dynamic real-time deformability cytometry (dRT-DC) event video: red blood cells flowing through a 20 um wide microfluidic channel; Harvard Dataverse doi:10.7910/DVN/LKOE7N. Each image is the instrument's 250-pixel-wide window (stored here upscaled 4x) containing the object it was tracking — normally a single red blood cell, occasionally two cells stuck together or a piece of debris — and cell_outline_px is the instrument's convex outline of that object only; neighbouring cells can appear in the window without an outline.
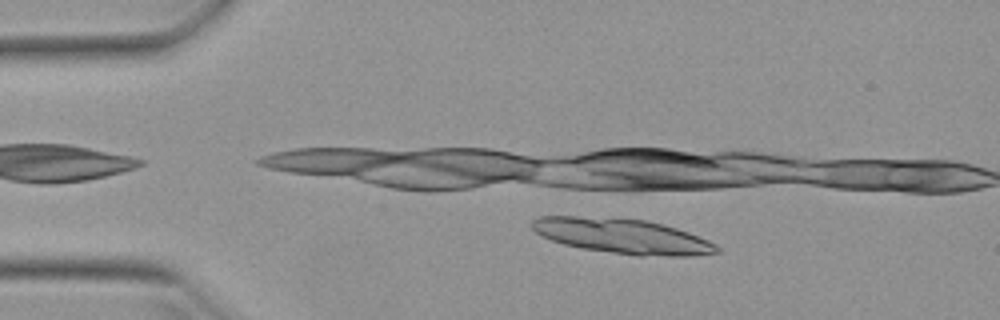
{"species": "Egyptian fruit bat (a non-hibernating species)", "species_latin": "Rousettus aegyptiacus", "temperature_condition": "warm", "stored_images_in_passage": 10, "camera_frame_rate_fps": 3000, "um_per_image_px": 0.085, "animal": {"sex": "female"}, "frame": {"image": 1, "passage_image": 9, "time_ms": 2.667, "image_size_px": [1000, 320], "cell_outline_px": [[720, 252], [692, 256], [636, 256], [580, 248], [564, 244], [540, 236], [532, 228], [532, 220], [540, 216], [576, 216], [644, 220], [664, 224], [688, 232], [708, 240], [716, 244], [720, 248]], "centroid_in_image_um": [52.92, 20.08], "position_along_channel_um": 32.1, "area_um2": 37.69}}